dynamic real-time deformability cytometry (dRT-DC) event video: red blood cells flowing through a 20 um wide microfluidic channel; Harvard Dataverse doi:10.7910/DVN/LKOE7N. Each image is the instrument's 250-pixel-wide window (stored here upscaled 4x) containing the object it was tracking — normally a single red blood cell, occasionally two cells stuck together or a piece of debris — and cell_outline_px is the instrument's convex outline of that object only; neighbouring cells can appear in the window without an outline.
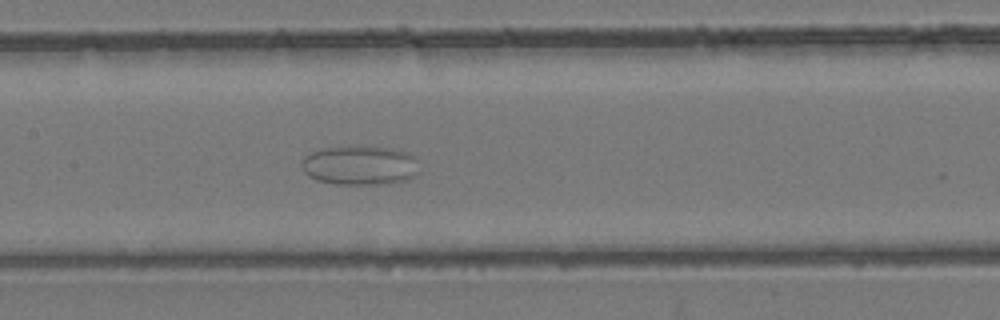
{"species": "common noctule bat (a hibernating species)", "species_latin": "Nyctalus noctula", "temperature_condition": "room temperature", "stored_images_in_passage": 37, "segment_of_instrument_passage": [1, 2], "camera_frame_rate_fps": 3000, "um_per_image_px": 0.085, "animal": {"sex": "female", "body_mass_g": 24.6, "forearm_length_mm": 56.2}, "frame": {"image": 1, "passage_image": 14, "time_ms": 4.333, "image_size_px": [1000, 320], "cell_outline_px": [[416, 172], [412, 176], [404, 180], [380, 184], [336, 184], [316, 180], [308, 176], [304, 172], [304, 160], [308, 152], [320, 148], [340, 144], [372, 144], [408, 152], [412, 156]], "centroid_in_image_um": [30.5, 13.99], "position_along_channel_um": 176.9, "area_um2": 27.4}}
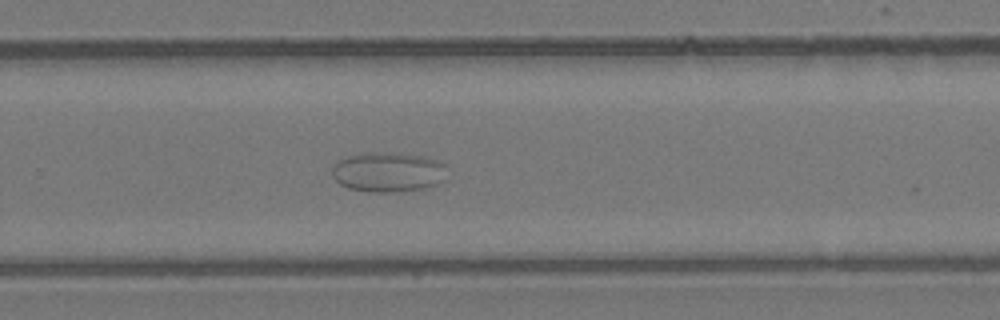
{"frame": {"image": 2, "passage_image": 24, "time_ms": 7.667, "image_size_px": [1000, 320], "cell_outline_px": [[444, 164], [440, 180], [436, 184], [424, 188], [396, 192], [368, 192], [348, 188], [340, 184], [332, 176], [332, 168], [340, 160], [348, 156], [392, 152], [420, 156], [436, 160]], "centroid_in_image_um": [32.92, 14.65], "position_along_channel_um": 296.9, "area_um2": 25.89}}
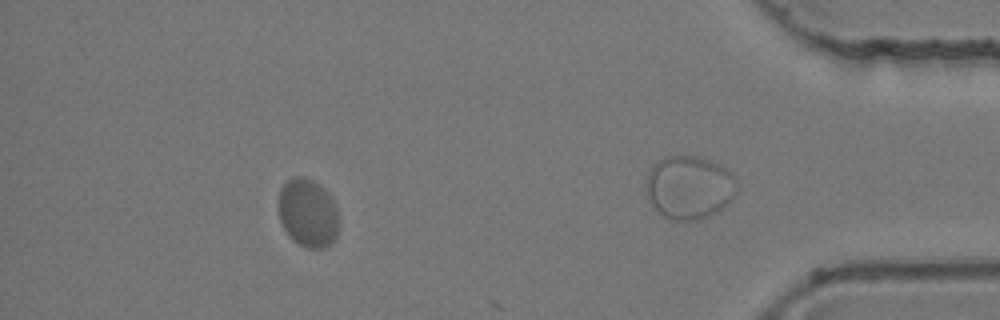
{"frame": {"image": 3, "passage_image": 31, "time_ms": 10.0, "image_size_px": [1000, 320], "cell_outline_px": [[340, 220], [336, 236], [324, 248], [308, 248], [292, 240], [288, 236], [280, 220], [280, 188], [288, 180], [296, 176], [304, 176], [312, 180], [328, 192], [336, 208]], "centroid_in_image_um": [26.19, 18.1], "position_along_channel_um": 409.0, "area_um2": 23.87}}